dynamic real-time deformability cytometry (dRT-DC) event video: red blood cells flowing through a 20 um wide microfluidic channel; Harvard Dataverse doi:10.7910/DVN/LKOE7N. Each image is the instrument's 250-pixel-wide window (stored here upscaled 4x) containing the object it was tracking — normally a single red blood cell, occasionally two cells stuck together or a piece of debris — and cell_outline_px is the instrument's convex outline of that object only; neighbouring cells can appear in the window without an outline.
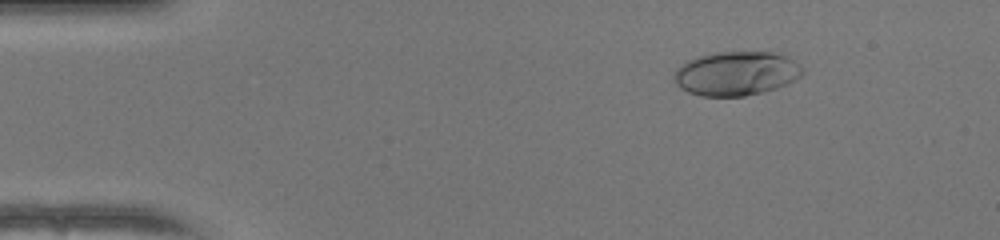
{"species": "human", "species_latin": "Homo sapiens", "temperature_condition": "warm", "stored_images_in_passage": 50, "camera_frame_rate_fps": 3000, "um_per_image_px": 0.085, "donor": {"sex": "female"}, "frame": {"image": 1, "passage_image": 7, "time_ms": 2.0, "image_size_px": [1000, 240], "cell_outline_px": [[804, 72], [800, 76], [776, 88], [744, 96], [700, 96], [688, 92], [680, 88], [672, 80], [672, 72], [680, 64], [688, 60], [700, 56], [716, 52], [772, 52], [784, 56], [792, 60], [804, 68]], "centroid_in_image_um": [62.5, 6.24], "position_along_channel_um": 22.5, "area_um2": 32.95}}
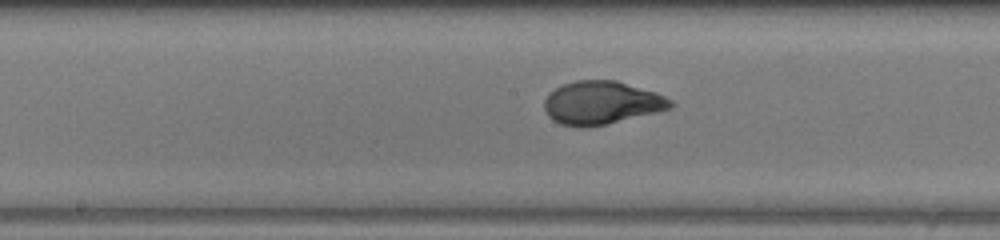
{"frame": {"image": 2, "passage_image": 26, "time_ms": 8.333, "image_size_px": [1000, 240], "cell_outline_px": [[676, 104], [672, 108], [656, 112], [604, 124], [584, 128], [580, 128], [560, 124], [552, 120], [548, 116], [544, 108], [544, 100], [548, 92], [564, 84], [576, 80], [616, 80], [656, 92], [672, 100]], "centroid_in_image_um": [51.11, 8.73], "position_along_channel_um": 197.1, "area_um2": 31.85}}
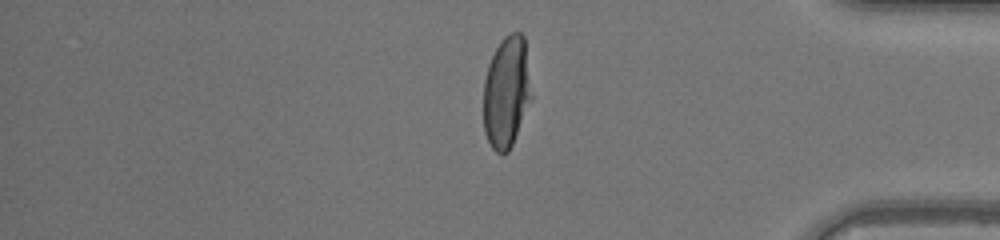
{"frame": {"image": 3, "passage_image": 42, "time_ms": 13.667, "image_size_px": [1000, 240], "cell_outline_px": [[532, 100], [512, 144], [508, 152], [496, 152], [492, 148], [484, 132], [484, 80], [488, 64], [500, 40], [504, 36], [512, 32], [520, 32], [524, 36], [532, 96]], "centroid_in_image_um": [43.06, 7.81], "position_along_channel_um": 392.1, "area_um2": 31.21}, "authors_computed_cell_mechanics": {"area_um2": 31.8767, "velocity_mm_per_s": 4.1318, "shape_relaxation_time_tau1_ms": 4.748, "shape_relaxation_time_tau2_ms": null, "deformation_change_tau1": 0.2531, "deformation_change_tau2": null}}